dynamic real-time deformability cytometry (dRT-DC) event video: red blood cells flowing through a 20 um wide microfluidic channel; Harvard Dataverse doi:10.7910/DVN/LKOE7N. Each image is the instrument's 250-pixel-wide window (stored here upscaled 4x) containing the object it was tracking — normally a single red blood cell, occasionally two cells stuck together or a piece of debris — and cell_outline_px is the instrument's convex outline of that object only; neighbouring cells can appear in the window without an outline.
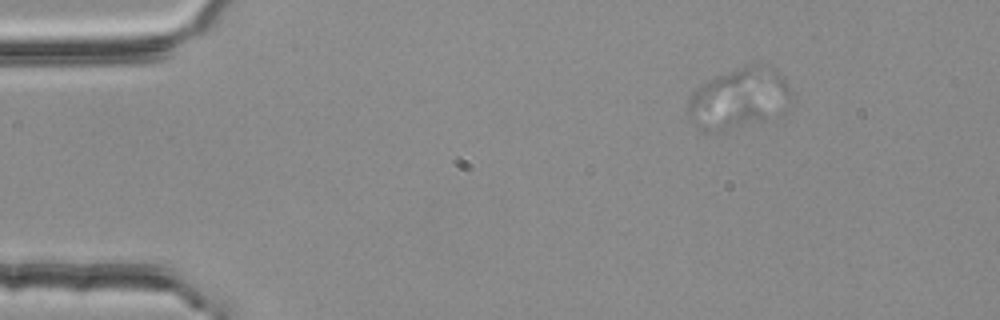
{"species": "common noctule bat (a hibernating species)", "species_latin": "Nyctalus noctula", "temperature_condition": "room temperature", "stored_images_in_passage": 2, "camera_frame_rate_fps": 3000, "um_per_image_px": 0.085, "animal": {"sex": "female", "body_mass_g": 25.1}, "frame": {"image": 1, "passage_image": 2, "time_ms": 0.333, "image_size_px": [1000, 320], "cell_outline_px": [[796, 100], [792, 104], [740, 124], [728, 128], [712, 132], [708, 132], [700, 128], [688, 116], [688, 100], [692, 92], [704, 80], [744, 64], [760, 60], [776, 68], [784, 76]], "centroid_in_image_um": [62.81, 8.2], "position_along_channel_um": 22.2, "area_um2": 36.24}}